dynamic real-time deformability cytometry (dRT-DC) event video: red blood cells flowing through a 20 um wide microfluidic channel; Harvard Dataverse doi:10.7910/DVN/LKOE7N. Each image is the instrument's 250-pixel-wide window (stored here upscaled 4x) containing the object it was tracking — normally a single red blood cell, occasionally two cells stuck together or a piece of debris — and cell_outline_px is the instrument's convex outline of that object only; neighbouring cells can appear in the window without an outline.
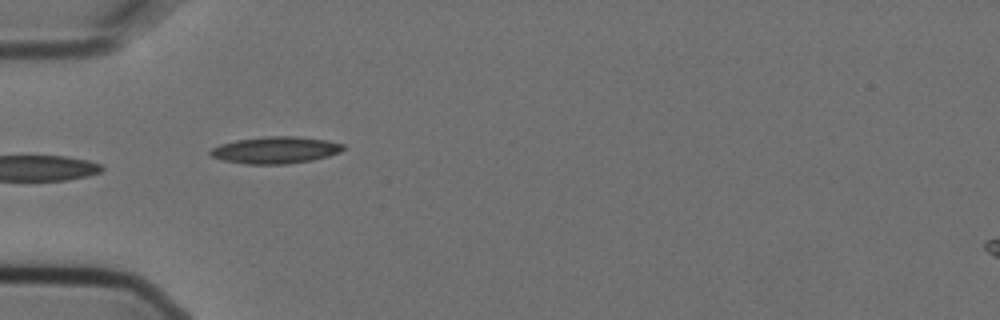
{"species": "Egyptian fruit bat (a non-hibernating species)", "species_latin": "Rousettus aegyptiacus", "temperature_condition": "cold", "stored_images_in_passage": 6, "camera_frame_rate_fps": 3000, "um_per_image_px": 0.085, "animal": {"sex": "female"}, "frame": {"image": 1, "passage_image": 3, "time_ms": 0.667, "image_size_px": [1000, 320], "cell_outline_px": [[344, 148], [340, 152], [328, 156], [312, 160], [288, 164], [244, 164], [224, 160], [212, 156], [208, 152], [212, 148], [220, 144], [236, 140], [268, 136], [292, 136], [324, 140], [344, 144]], "centroid_in_image_um": [23.4, 12.76], "position_along_channel_um": 61.6, "area_um2": 20.63}}
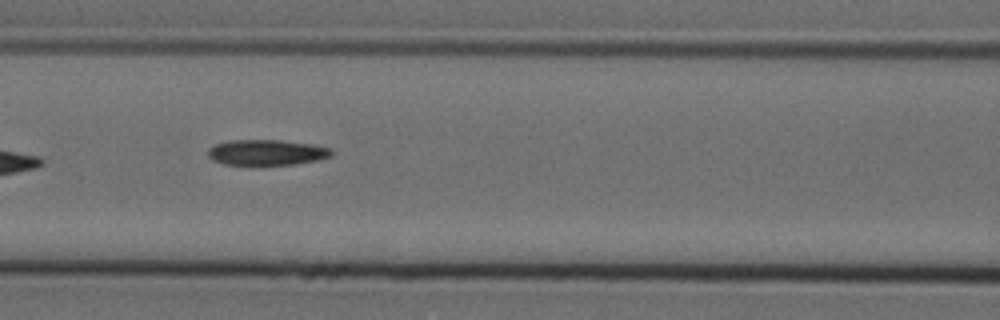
{"frame": {"image": 2, "passage_image": 5, "time_ms": 1.333, "image_size_px": [1000, 320], "cell_outline_px": [[332, 156], [320, 160], [292, 164], [224, 164], [212, 160], [208, 156], [208, 148], [216, 144], [228, 140], [280, 140], [312, 144], [332, 148]], "centroid_in_image_um": [22.68, 12.94], "position_along_channel_um": 143.9, "area_um2": 18.38}}
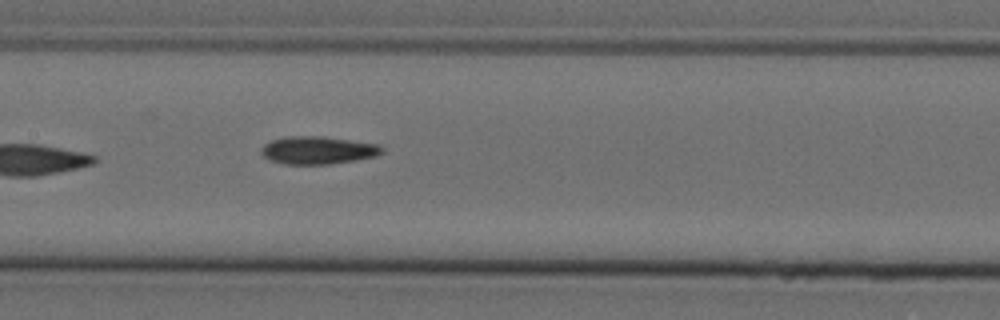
{"frame": {"image": 3, "passage_image": 6, "time_ms": 1.667, "image_size_px": [1000, 320], "cell_outline_px": [[384, 152], [376, 156], [356, 160], [328, 164], [284, 164], [268, 160], [260, 152], [260, 148], [264, 144], [272, 140], [288, 136], [320, 136], [380, 144], [384, 148]], "centroid_in_image_um": [27.02, 12.77], "position_along_channel_um": 180.4, "area_um2": 19.65}}